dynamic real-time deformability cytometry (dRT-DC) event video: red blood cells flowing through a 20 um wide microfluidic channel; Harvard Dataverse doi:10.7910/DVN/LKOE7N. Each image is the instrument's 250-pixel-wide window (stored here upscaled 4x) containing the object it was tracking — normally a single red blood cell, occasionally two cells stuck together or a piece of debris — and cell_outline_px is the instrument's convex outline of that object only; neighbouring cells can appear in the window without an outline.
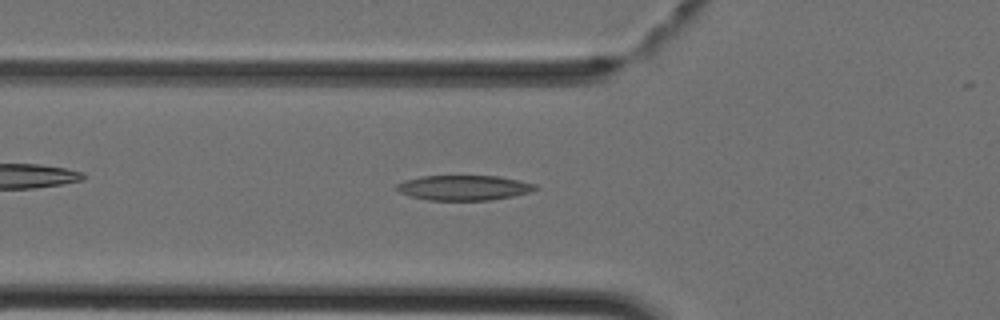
{"species": "Egyptian fruit bat (a non-hibernating species)", "species_latin": "Rousettus aegyptiacus", "temperature_condition": "cold", "stored_images_in_passage": 44, "camera_frame_rate_fps": 3000, "um_per_image_px": 0.085, "animal": {"sex": "female"}, "frame": {"image": 1, "passage_image": 15, "time_ms": 4.667, "image_size_px": [1000, 320], "cell_outline_px": [[540, 188], [528, 192], [512, 196], [492, 200], [428, 200], [408, 196], [400, 192], [396, 188], [396, 184], [404, 180], [420, 176], [496, 176], [520, 180], [536, 184]], "centroid_in_image_um": [39.41, 15.95], "position_along_channel_um": 86.4, "area_um2": 20.29}}
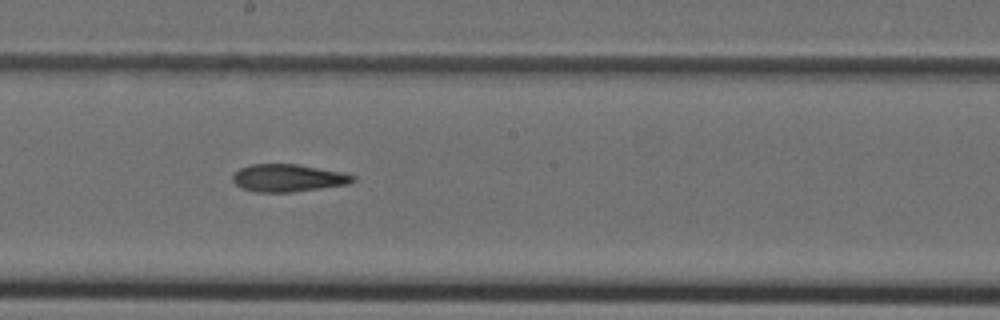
{"frame": {"image": 2, "passage_image": 24, "time_ms": 7.667, "image_size_px": [1000, 320], "cell_outline_px": [[356, 180], [348, 184], [292, 192], [256, 192], [244, 188], [236, 184], [232, 180], [232, 176], [240, 168], [252, 164], [300, 164], [340, 172], [356, 176]], "centroid_in_image_um": [24.49, 15.12], "position_along_channel_um": 223.7, "area_um2": 19.13}}
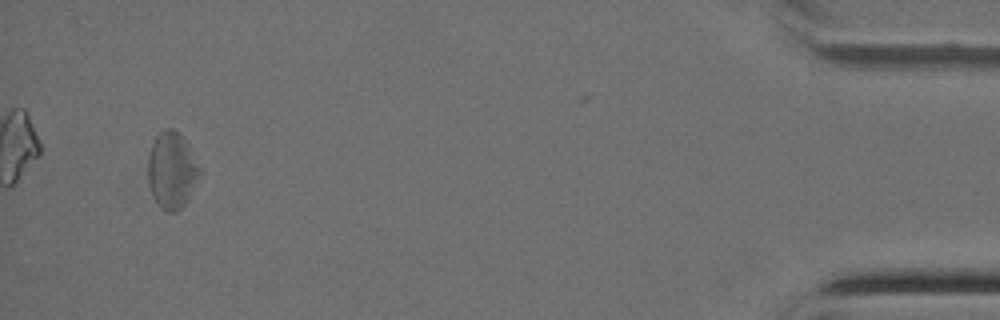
{"frame": {"image": 3, "passage_image": 42, "time_ms": 13.667, "image_size_px": [1000, 320], "cell_outline_px": [[200, 176], [188, 200], [176, 212], [168, 212], [152, 196], [148, 180], [148, 156], [152, 144], [156, 136], [160, 132], [168, 128], [172, 128], [188, 144], [200, 168]], "centroid_in_image_um": [14.61, 14.48], "position_along_channel_um": 420.6, "area_um2": 22.72}}